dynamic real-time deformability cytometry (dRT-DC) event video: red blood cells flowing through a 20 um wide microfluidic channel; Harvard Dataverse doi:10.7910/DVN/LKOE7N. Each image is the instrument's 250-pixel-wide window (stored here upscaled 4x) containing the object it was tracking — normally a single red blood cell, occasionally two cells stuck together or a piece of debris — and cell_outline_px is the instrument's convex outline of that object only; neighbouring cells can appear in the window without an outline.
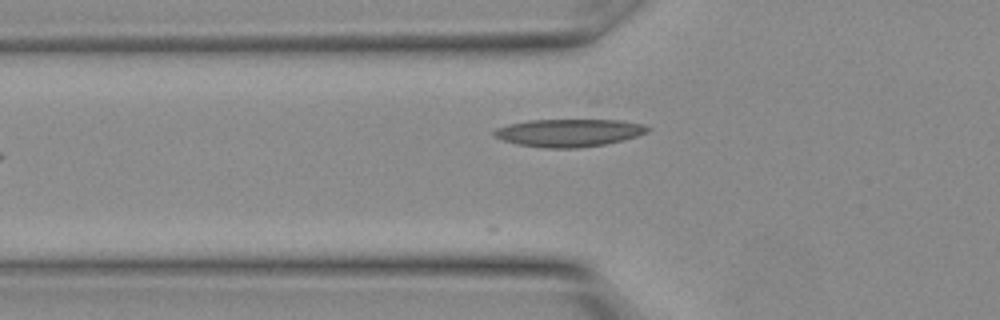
{"species": "Egyptian fruit bat (a non-hibernating species)", "species_latin": "Rousettus aegyptiacus", "temperature_condition": "warm", "stored_images_in_passage": 7, "camera_frame_rate_fps": 3000, "um_per_image_px": 0.085, "animal": {"sex": "female"}, "frame": {"image": 1, "passage_image": 2, "time_ms": 0.333, "image_size_px": [1000, 320], "cell_outline_px": [[648, 132], [624, 140], [604, 144], [576, 148], [544, 148], [516, 144], [492, 136], [492, 132], [496, 128], [508, 124], [528, 120], [592, 116], [596, 116], [644, 124], [648, 128]], "centroid_in_image_um": [48.37, 11.22], "position_along_channel_um": 77.4, "area_um2": 26.18}}
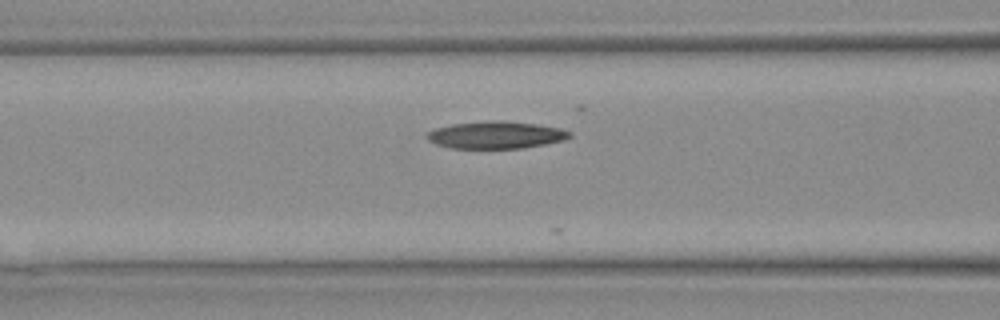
{"frame": {"image": 2, "passage_image": 4, "time_ms": 1.0, "image_size_px": [1000, 320], "cell_outline_px": [[572, 136], [564, 140], [524, 148], [448, 148], [436, 144], [428, 140], [428, 132], [436, 128], [452, 124], [492, 120], [500, 120], [536, 124], [560, 128], [572, 132]], "centroid_in_image_um": [42.18, 11.47], "position_along_channel_um": 124.4, "area_um2": 22.6}}
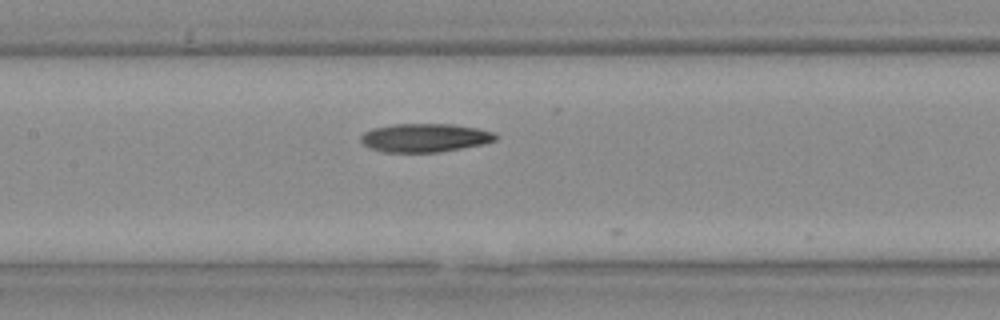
{"frame": {"image": 3, "passage_image": 6, "time_ms": 1.667, "image_size_px": [1000, 320], "cell_outline_px": [[496, 140], [484, 144], [440, 152], [384, 152], [372, 148], [364, 144], [360, 140], [360, 136], [364, 132], [372, 128], [392, 124], [452, 124], [476, 128], [492, 132], [496, 136]], "centroid_in_image_um": [36.09, 11.71], "position_along_channel_um": 171.3, "area_um2": 22.31}}